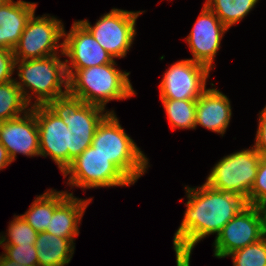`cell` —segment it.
Masks as SVG:
<instances>
[{
    "label": "cell",
    "instance_id": "cell-24",
    "mask_svg": "<svg viewBox=\"0 0 266 266\" xmlns=\"http://www.w3.org/2000/svg\"><path fill=\"white\" fill-rule=\"evenodd\" d=\"M6 235L0 234L1 245H35L38 232L21 215L15 214Z\"/></svg>",
    "mask_w": 266,
    "mask_h": 266
},
{
    "label": "cell",
    "instance_id": "cell-18",
    "mask_svg": "<svg viewBox=\"0 0 266 266\" xmlns=\"http://www.w3.org/2000/svg\"><path fill=\"white\" fill-rule=\"evenodd\" d=\"M93 198L82 199L69 194L55 207L48 228L45 232L52 235L70 239L73 243L79 234L78 228L84 215L85 209Z\"/></svg>",
    "mask_w": 266,
    "mask_h": 266
},
{
    "label": "cell",
    "instance_id": "cell-27",
    "mask_svg": "<svg viewBox=\"0 0 266 266\" xmlns=\"http://www.w3.org/2000/svg\"><path fill=\"white\" fill-rule=\"evenodd\" d=\"M266 200V156L259 161L257 175L250 191V205L259 206Z\"/></svg>",
    "mask_w": 266,
    "mask_h": 266
},
{
    "label": "cell",
    "instance_id": "cell-12",
    "mask_svg": "<svg viewBox=\"0 0 266 266\" xmlns=\"http://www.w3.org/2000/svg\"><path fill=\"white\" fill-rule=\"evenodd\" d=\"M46 106L63 120L72 134L80 137H94L101 121L109 113H114V110L106 111L102 107L85 103L70 93L50 101Z\"/></svg>",
    "mask_w": 266,
    "mask_h": 266
},
{
    "label": "cell",
    "instance_id": "cell-2",
    "mask_svg": "<svg viewBox=\"0 0 266 266\" xmlns=\"http://www.w3.org/2000/svg\"><path fill=\"white\" fill-rule=\"evenodd\" d=\"M112 63L93 66L86 69L66 70L68 93L85 103L105 109L111 100H125L137 93L129 79L130 72L116 68Z\"/></svg>",
    "mask_w": 266,
    "mask_h": 266
},
{
    "label": "cell",
    "instance_id": "cell-3",
    "mask_svg": "<svg viewBox=\"0 0 266 266\" xmlns=\"http://www.w3.org/2000/svg\"><path fill=\"white\" fill-rule=\"evenodd\" d=\"M15 69L21 81L15 80L16 84L21 89L27 104H32L30 107L47 105L50 101L68 93L66 65L59 54L39 59L15 60ZM32 98L36 99L34 104L31 102Z\"/></svg>",
    "mask_w": 266,
    "mask_h": 266
},
{
    "label": "cell",
    "instance_id": "cell-1",
    "mask_svg": "<svg viewBox=\"0 0 266 266\" xmlns=\"http://www.w3.org/2000/svg\"><path fill=\"white\" fill-rule=\"evenodd\" d=\"M187 202L184 218L174 233L173 249L176 257L191 258L192 250L202 239L217 236L223 227L248 204L233 193L211 188L206 183L200 187H185Z\"/></svg>",
    "mask_w": 266,
    "mask_h": 266
},
{
    "label": "cell",
    "instance_id": "cell-36",
    "mask_svg": "<svg viewBox=\"0 0 266 266\" xmlns=\"http://www.w3.org/2000/svg\"><path fill=\"white\" fill-rule=\"evenodd\" d=\"M6 0H0V6L5 2Z\"/></svg>",
    "mask_w": 266,
    "mask_h": 266
},
{
    "label": "cell",
    "instance_id": "cell-4",
    "mask_svg": "<svg viewBox=\"0 0 266 266\" xmlns=\"http://www.w3.org/2000/svg\"><path fill=\"white\" fill-rule=\"evenodd\" d=\"M109 159L133 184L146 173L148 158L125 132L114 113H109L98 125L92 144Z\"/></svg>",
    "mask_w": 266,
    "mask_h": 266
},
{
    "label": "cell",
    "instance_id": "cell-15",
    "mask_svg": "<svg viewBox=\"0 0 266 266\" xmlns=\"http://www.w3.org/2000/svg\"><path fill=\"white\" fill-rule=\"evenodd\" d=\"M0 143L6 148L12 162L17 154L40 156L39 130L34 112L0 123Z\"/></svg>",
    "mask_w": 266,
    "mask_h": 266
},
{
    "label": "cell",
    "instance_id": "cell-13",
    "mask_svg": "<svg viewBox=\"0 0 266 266\" xmlns=\"http://www.w3.org/2000/svg\"><path fill=\"white\" fill-rule=\"evenodd\" d=\"M63 56L69 58L65 59L66 70L86 69L114 61L79 21H74L69 33L64 28Z\"/></svg>",
    "mask_w": 266,
    "mask_h": 266
},
{
    "label": "cell",
    "instance_id": "cell-5",
    "mask_svg": "<svg viewBox=\"0 0 266 266\" xmlns=\"http://www.w3.org/2000/svg\"><path fill=\"white\" fill-rule=\"evenodd\" d=\"M261 157L253 146L233 152L213 166L205 183L213 189L241 196L250 205V191Z\"/></svg>",
    "mask_w": 266,
    "mask_h": 266
},
{
    "label": "cell",
    "instance_id": "cell-35",
    "mask_svg": "<svg viewBox=\"0 0 266 266\" xmlns=\"http://www.w3.org/2000/svg\"><path fill=\"white\" fill-rule=\"evenodd\" d=\"M186 266H190V258H186Z\"/></svg>",
    "mask_w": 266,
    "mask_h": 266
},
{
    "label": "cell",
    "instance_id": "cell-6",
    "mask_svg": "<svg viewBox=\"0 0 266 266\" xmlns=\"http://www.w3.org/2000/svg\"><path fill=\"white\" fill-rule=\"evenodd\" d=\"M67 184L81 189L134 185L108 158L89 146L62 173Z\"/></svg>",
    "mask_w": 266,
    "mask_h": 266
},
{
    "label": "cell",
    "instance_id": "cell-21",
    "mask_svg": "<svg viewBox=\"0 0 266 266\" xmlns=\"http://www.w3.org/2000/svg\"><path fill=\"white\" fill-rule=\"evenodd\" d=\"M259 0H206L205 5L229 29L240 22Z\"/></svg>",
    "mask_w": 266,
    "mask_h": 266
},
{
    "label": "cell",
    "instance_id": "cell-22",
    "mask_svg": "<svg viewBox=\"0 0 266 266\" xmlns=\"http://www.w3.org/2000/svg\"><path fill=\"white\" fill-rule=\"evenodd\" d=\"M28 107L15 79L0 84V123L24 115Z\"/></svg>",
    "mask_w": 266,
    "mask_h": 266
},
{
    "label": "cell",
    "instance_id": "cell-23",
    "mask_svg": "<svg viewBox=\"0 0 266 266\" xmlns=\"http://www.w3.org/2000/svg\"><path fill=\"white\" fill-rule=\"evenodd\" d=\"M172 130L195 129L197 99H160Z\"/></svg>",
    "mask_w": 266,
    "mask_h": 266
},
{
    "label": "cell",
    "instance_id": "cell-34",
    "mask_svg": "<svg viewBox=\"0 0 266 266\" xmlns=\"http://www.w3.org/2000/svg\"><path fill=\"white\" fill-rule=\"evenodd\" d=\"M177 266H186V258L176 257Z\"/></svg>",
    "mask_w": 266,
    "mask_h": 266
},
{
    "label": "cell",
    "instance_id": "cell-29",
    "mask_svg": "<svg viewBox=\"0 0 266 266\" xmlns=\"http://www.w3.org/2000/svg\"><path fill=\"white\" fill-rule=\"evenodd\" d=\"M258 128L253 147L262 155L266 156V106L259 112Z\"/></svg>",
    "mask_w": 266,
    "mask_h": 266
},
{
    "label": "cell",
    "instance_id": "cell-30",
    "mask_svg": "<svg viewBox=\"0 0 266 266\" xmlns=\"http://www.w3.org/2000/svg\"><path fill=\"white\" fill-rule=\"evenodd\" d=\"M93 137H80L72 134L71 163L92 144Z\"/></svg>",
    "mask_w": 266,
    "mask_h": 266
},
{
    "label": "cell",
    "instance_id": "cell-32",
    "mask_svg": "<svg viewBox=\"0 0 266 266\" xmlns=\"http://www.w3.org/2000/svg\"><path fill=\"white\" fill-rule=\"evenodd\" d=\"M0 266H26V265L17 264L14 260H8L1 254L0 255Z\"/></svg>",
    "mask_w": 266,
    "mask_h": 266
},
{
    "label": "cell",
    "instance_id": "cell-17",
    "mask_svg": "<svg viewBox=\"0 0 266 266\" xmlns=\"http://www.w3.org/2000/svg\"><path fill=\"white\" fill-rule=\"evenodd\" d=\"M37 3L6 0L0 6V48L14 50Z\"/></svg>",
    "mask_w": 266,
    "mask_h": 266
},
{
    "label": "cell",
    "instance_id": "cell-19",
    "mask_svg": "<svg viewBox=\"0 0 266 266\" xmlns=\"http://www.w3.org/2000/svg\"><path fill=\"white\" fill-rule=\"evenodd\" d=\"M35 247L38 266H66L73 257L75 243L48 232H39Z\"/></svg>",
    "mask_w": 266,
    "mask_h": 266
},
{
    "label": "cell",
    "instance_id": "cell-10",
    "mask_svg": "<svg viewBox=\"0 0 266 266\" xmlns=\"http://www.w3.org/2000/svg\"><path fill=\"white\" fill-rule=\"evenodd\" d=\"M39 130L40 156H50L61 173L71 164L72 132L46 105L30 107Z\"/></svg>",
    "mask_w": 266,
    "mask_h": 266
},
{
    "label": "cell",
    "instance_id": "cell-11",
    "mask_svg": "<svg viewBox=\"0 0 266 266\" xmlns=\"http://www.w3.org/2000/svg\"><path fill=\"white\" fill-rule=\"evenodd\" d=\"M210 69L191 59L170 65L159 85L160 99H198L206 90Z\"/></svg>",
    "mask_w": 266,
    "mask_h": 266
},
{
    "label": "cell",
    "instance_id": "cell-16",
    "mask_svg": "<svg viewBox=\"0 0 266 266\" xmlns=\"http://www.w3.org/2000/svg\"><path fill=\"white\" fill-rule=\"evenodd\" d=\"M230 103L217 88L206 89L196 102L195 129L199 125L223 136L232 116Z\"/></svg>",
    "mask_w": 266,
    "mask_h": 266
},
{
    "label": "cell",
    "instance_id": "cell-28",
    "mask_svg": "<svg viewBox=\"0 0 266 266\" xmlns=\"http://www.w3.org/2000/svg\"><path fill=\"white\" fill-rule=\"evenodd\" d=\"M15 57L12 50L0 48V84L14 80Z\"/></svg>",
    "mask_w": 266,
    "mask_h": 266
},
{
    "label": "cell",
    "instance_id": "cell-14",
    "mask_svg": "<svg viewBox=\"0 0 266 266\" xmlns=\"http://www.w3.org/2000/svg\"><path fill=\"white\" fill-rule=\"evenodd\" d=\"M229 29L219 20L215 13L205 4L191 32L185 38L194 62L214 69V59L221 47V40Z\"/></svg>",
    "mask_w": 266,
    "mask_h": 266
},
{
    "label": "cell",
    "instance_id": "cell-7",
    "mask_svg": "<svg viewBox=\"0 0 266 266\" xmlns=\"http://www.w3.org/2000/svg\"><path fill=\"white\" fill-rule=\"evenodd\" d=\"M145 11H128L112 8L102 15L95 25L86 20H78L113 57L124 58L136 37V19Z\"/></svg>",
    "mask_w": 266,
    "mask_h": 266
},
{
    "label": "cell",
    "instance_id": "cell-25",
    "mask_svg": "<svg viewBox=\"0 0 266 266\" xmlns=\"http://www.w3.org/2000/svg\"><path fill=\"white\" fill-rule=\"evenodd\" d=\"M233 266H266V235L259 241L228 254Z\"/></svg>",
    "mask_w": 266,
    "mask_h": 266
},
{
    "label": "cell",
    "instance_id": "cell-31",
    "mask_svg": "<svg viewBox=\"0 0 266 266\" xmlns=\"http://www.w3.org/2000/svg\"><path fill=\"white\" fill-rule=\"evenodd\" d=\"M12 163V160L6 148L0 143V170L6 168Z\"/></svg>",
    "mask_w": 266,
    "mask_h": 266
},
{
    "label": "cell",
    "instance_id": "cell-20",
    "mask_svg": "<svg viewBox=\"0 0 266 266\" xmlns=\"http://www.w3.org/2000/svg\"><path fill=\"white\" fill-rule=\"evenodd\" d=\"M68 191L48 189L37 195L28 210L21 216L35 231L45 232L55 207L68 195Z\"/></svg>",
    "mask_w": 266,
    "mask_h": 266
},
{
    "label": "cell",
    "instance_id": "cell-33",
    "mask_svg": "<svg viewBox=\"0 0 266 266\" xmlns=\"http://www.w3.org/2000/svg\"><path fill=\"white\" fill-rule=\"evenodd\" d=\"M258 207L260 208L266 226V200H264Z\"/></svg>",
    "mask_w": 266,
    "mask_h": 266
},
{
    "label": "cell",
    "instance_id": "cell-9",
    "mask_svg": "<svg viewBox=\"0 0 266 266\" xmlns=\"http://www.w3.org/2000/svg\"><path fill=\"white\" fill-rule=\"evenodd\" d=\"M266 235L260 208L247 205L235 215L214 240V257L225 258L235 250L255 243Z\"/></svg>",
    "mask_w": 266,
    "mask_h": 266
},
{
    "label": "cell",
    "instance_id": "cell-26",
    "mask_svg": "<svg viewBox=\"0 0 266 266\" xmlns=\"http://www.w3.org/2000/svg\"><path fill=\"white\" fill-rule=\"evenodd\" d=\"M8 260H14L17 264L26 266H38L35 245H1Z\"/></svg>",
    "mask_w": 266,
    "mask_h": 266
},
{
    "label": "cell",
    "instance_id": "cell-8",
    "mask_svg": "<svg viewBox=\"0 0 266 266\" xmlns=\"http://www.w3.org/2000/svg\"><path fill=\"white\" fill-rule=\"evenodd\" d=\"M64 25L54 16L31 15L23 33L15 46L13 53L15 60H31L58 54L60 48L63 55ZM59 43V44H58Z\"/></svg>",
    "mask_w": 266,
    "mask_h": 266
}]
</instances>
